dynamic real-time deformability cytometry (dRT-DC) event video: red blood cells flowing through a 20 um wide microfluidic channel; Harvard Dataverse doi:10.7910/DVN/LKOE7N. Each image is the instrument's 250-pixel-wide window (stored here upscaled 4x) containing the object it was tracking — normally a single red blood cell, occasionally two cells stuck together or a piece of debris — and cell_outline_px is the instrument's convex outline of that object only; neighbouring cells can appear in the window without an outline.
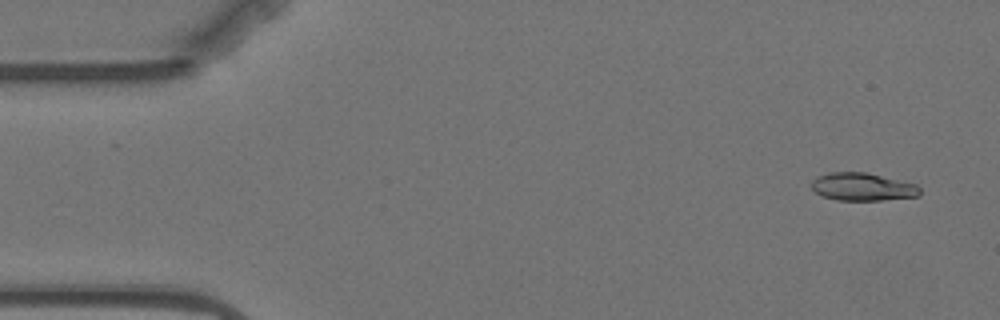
{"species": "Egyptian fruit bat (a non-hibernating species)", "species_latin": "Rousettus aegyptiacus", "temperature_condition": "warm", "stored_images_in_passage": 4, "camera_frame_rate_fps": 3000, "um_per_image_px": 0.085, "animal": {"sex": "female"}, "frame": {"image": 1, "passage_image": 1, "time_ms": 0.0, "image_size_px": [1000, 320], "cell_outline_px": [[920, 196], [880, 200], [836, 200], [824, 196], [816, 192], [812, 188], [812, 180], [816, 176], [832, 172], [868, 172], [916, 184], [920, 188]], "centroid_in_image_um": [73.33, 15.87], "position_along_channel_um": 11.7, "area_um2": 17.57}}
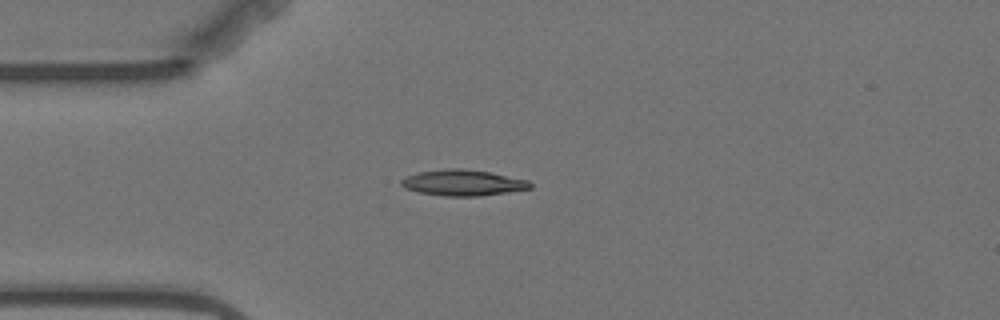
{"frame": {"image": 2, "passage_image": 4, "time_ms": 3.667, "image_size_px": [1000, 320], "cell_outline_px": [[532, 188], [508, 192], [480, 196], [444, 196], [420, 192], [404, 188], [400, 184], [400, 180], [416, 172], [448, 168], [460, 168], [488, 172], [528, 180], [532, 184]], "centroid_in_image_um": [39.33, 15.53], "position_along_channel_um": 45.7, "area_um2": 19.42}}